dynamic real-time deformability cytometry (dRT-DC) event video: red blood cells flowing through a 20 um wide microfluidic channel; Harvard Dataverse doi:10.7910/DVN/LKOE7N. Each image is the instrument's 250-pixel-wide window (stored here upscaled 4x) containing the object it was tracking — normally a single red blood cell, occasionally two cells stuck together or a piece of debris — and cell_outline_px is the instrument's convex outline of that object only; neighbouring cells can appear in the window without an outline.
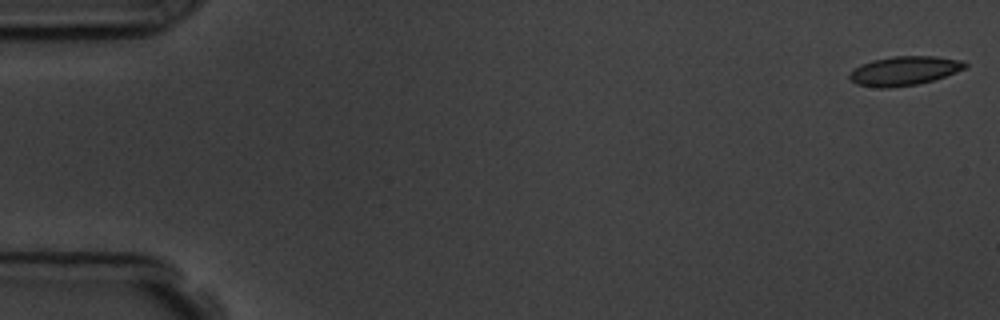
{"species": "common noctule bat (a hibernating species)", "species_latin": "Nyctalus noctula", "temperature_condition": "room temperature", "stored_images_in_passage": 56, "camera_frame_rate_fps": 3000, "um_per_image_px": 0.085, "animal": {"sex": "male", "body_mass_g": 19.5, "forearm_length_mm": 54.6}, "frame": {"image": 1, "passage_image": 1, "time_ms": 0.0, "image_size_px": [1000, 320], "cell_outline_px": [[968, 68], [932, 80], [916, 84], [892, 88], [880, 88], [856, 84], [848, 76], [848, 72], [860, 64], [872, 60], [892, 56], [936, 56], [964, 60], [968, 64]], "centroid_in_image_um": [76.86, 6.01], "position_along_channel_um": 8.1, "area_um2": 19.83}}
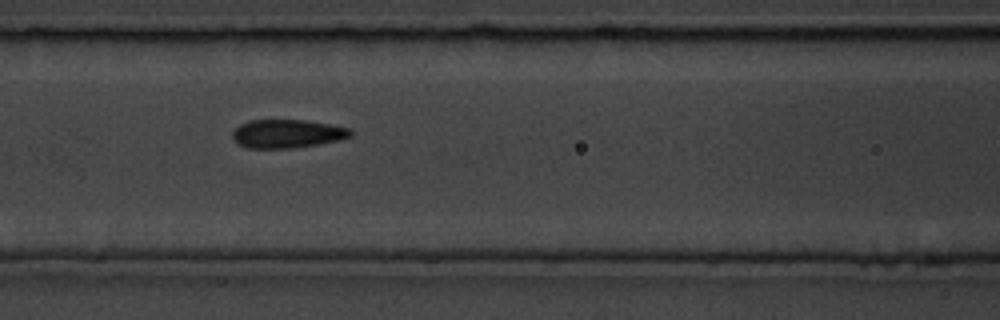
{"frame": {"image": 2, "passage_image": 24, "time_ms": 7.667, "image_size_px": [1000, 320], "cell_outline_px": [[352, 136], [340, 140], [320, 144], [292, 148], [248, 148], [232, 140], [232, 132], [240, 124], [248, 120], [308, 120], [332, 124], [348, 128], [352, 132]], "centroid_in_image_um": [24.42, 11.36], "position_along_channel_um": 142.2, "area_um2": 19.77}}
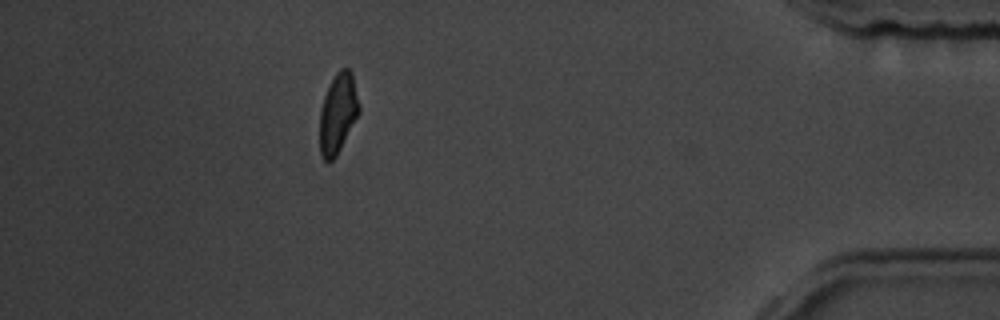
{"frame": {"image": 3, "passage_image": 50, "time_ms": 16.333, "image_size_px": [1000, 320], "cell_outline_px": [[360, 112], [336, 156], [332, 160], [324, 160], [320, 156], [320, 108], [324, 96], [336, 72], [340, 68], [348, 68], [352, 72], [360, 104]], "centroid_in_image_um": [28.73, 9.61], "position_along_channel_um": 406.5, "area_um2": 18.32}, "authors_computed_cell_mechanics": {"area_um2": 19.652, "velocity_mm_per_s": 3.6315, "shape_relaxation_time_tau1_ms": 6.3706, "shape_relaxation_time_tau2_ms": 2.5975, "deformation_change_tau1": 0.1339, "deformation_change_tau2": 0.065}}